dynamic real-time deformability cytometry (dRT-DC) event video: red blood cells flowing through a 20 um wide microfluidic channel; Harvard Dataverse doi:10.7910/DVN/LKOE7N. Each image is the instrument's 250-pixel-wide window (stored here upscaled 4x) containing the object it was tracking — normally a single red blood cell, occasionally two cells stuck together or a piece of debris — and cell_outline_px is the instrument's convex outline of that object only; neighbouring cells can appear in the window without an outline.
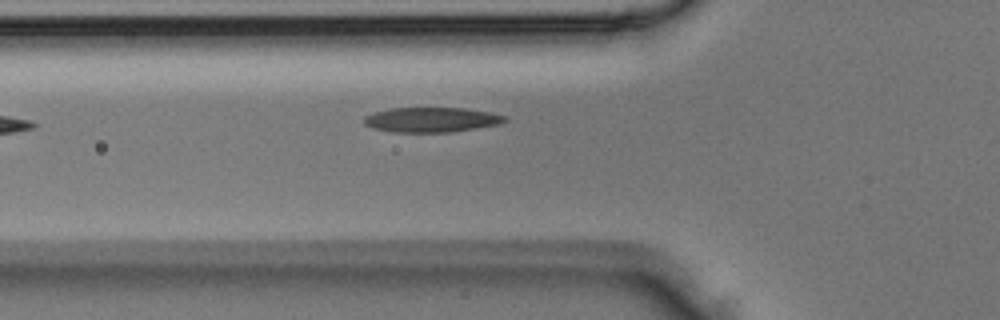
{"species": "Egyptian fruit bat (a non-hibernating species)", "species_latin": "Rousettus aegyptiacus", "temperature_condition": "room temperature", "stored_images_in_passage": 5, "camera_frame_rate_fps": 3000, "um_per_image_px": 0.085, "animal": {"sex": "male"}, "frame": {"image": 1, "passage_image": 5, "time_ms": 1.333, "image_size_px": [1000, 320], "cell_outline_px": [[508, 120], [500, 124], [452, 132], [392, 132], [372, 128], [364, 124], [364, 116], [388, 108], [464, 108], [488, 112], [504, 116]], "centroid_in_image_um": [36.65, 10.18], "position_along_channel_um": 89.2, "area_um2": 20.35}}